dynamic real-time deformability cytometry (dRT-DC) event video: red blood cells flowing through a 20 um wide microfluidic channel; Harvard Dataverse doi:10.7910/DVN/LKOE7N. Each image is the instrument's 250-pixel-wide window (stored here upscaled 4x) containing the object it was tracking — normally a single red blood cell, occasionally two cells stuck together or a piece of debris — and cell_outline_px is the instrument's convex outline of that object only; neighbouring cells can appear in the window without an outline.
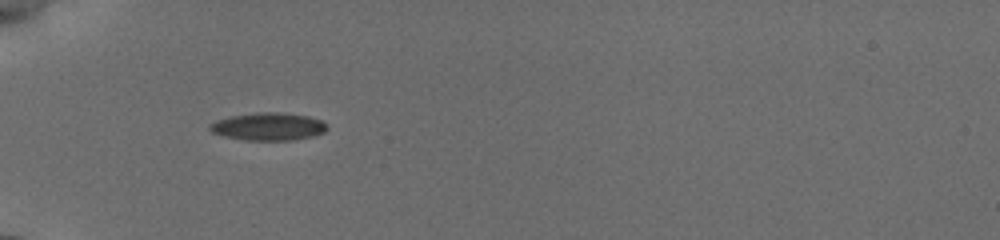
{"species": "common noctule bat (a hibernating species)", "species_latin": "Nyctalus noctula", "temperature_condition": "cold", "stored_images_in_passage": 23, "camera_frame_rate_fps": 3000, "um_per_image_px": 0.085, "animal": {"sex": "female", "body_mass_g": 19.5, "forearm_length_mm": 54.1}, "frame": {"image": 1, "passage_image": 1, "time_ms": 0.0, "image_size_px": [1000, 240], "cell_outline_px": [[328, 128], [324, 132], [312, 136], [292, 140], [244, 140], [224, 136], [212, 132], [208, 128], [208, 124], [216, 120], [232, 116], [256, 112], [276, 112], [308, 116], [320, 120]], "centroid_in_image_um": [22.76, 10.76], "position_along_channel_um": 62.2, "area_um2": 18.79}}
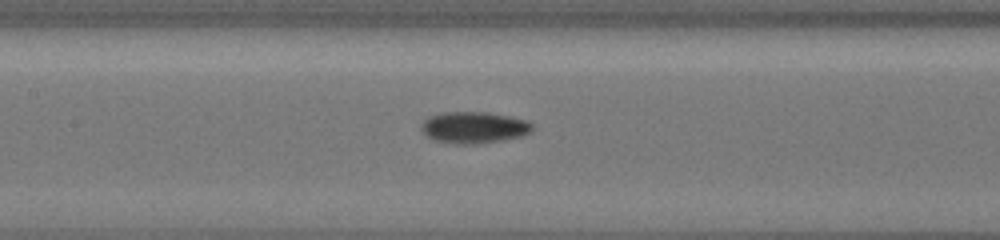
{"frame": {"image": 2, "passage_image": 8, "time_ms": 3.0, "image_size_px": [1000, 240], "cell_outline_px": [[532, 128], [528, 132], [520, 136], [500, 140], [476, 144], [456, 144], [436, 140], [428, 136], [420, 128], [420, 124], [428, 116], [444, 112], [488, 112], [528, 120], [532, 124]], "centroid_in_image_um": [40.25, 10.82], "position_along_channel_um": 167.2, "area_um2": 20.23}}
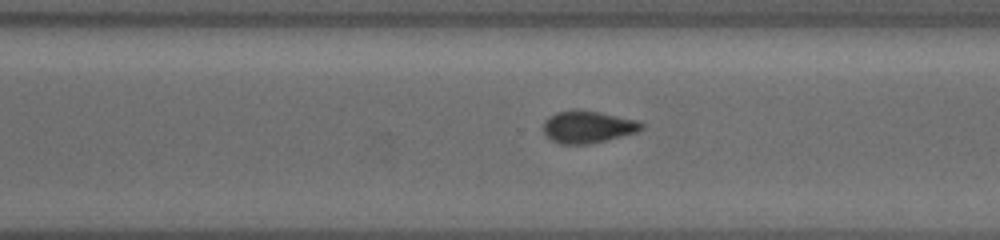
{"frame": {"image": 3, "passage_image": 19, "time_ms": 7.0, "image_size_px": [1000, 240], "cell_outline_px": [[644, 124], [636, 132], [588, 144], [560, 144], [552, 140], [544, 132], [544, 120], [548, 116], [556, 112], [596, 112], [636, 120]], "centroid_in_image_um": [49.92, 10.81], "position_along_channel_um": 320.7, "area_um2": 17.51}}